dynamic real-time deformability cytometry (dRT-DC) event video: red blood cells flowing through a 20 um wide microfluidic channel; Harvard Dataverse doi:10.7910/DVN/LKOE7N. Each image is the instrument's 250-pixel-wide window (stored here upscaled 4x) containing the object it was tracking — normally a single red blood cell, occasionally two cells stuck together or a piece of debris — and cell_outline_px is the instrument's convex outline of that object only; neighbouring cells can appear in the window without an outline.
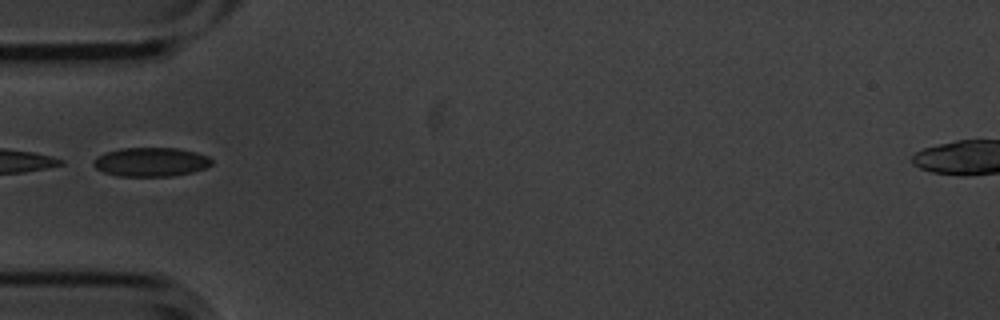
{"species": "common noctule bat (a hibernating species)", "species_latin": "Nyctalus noctula", "temperature_condition": "cold", "stored_images_in_passage": 4, "camera_frame_rate_fps": 3000, "um_per_image_px": 0.085, "animal": {"sex": "male", "body_mass_g": 20.1, "forearm_length_mm": 53.5}, "frame": {"image": 1, "passage_image": 4, "time_ms": 1.0, "image_size_px": [1000, 320], "cell_outline_px": [[212, 164], [204, 168], [192, 172], [172, 176], [116, 176], [104, 172], [96, 168], [92, 164], [92, 160], [96, 156], [104, 152], [120, 148], [176, 148], [196, 152], [208, 156], [212, 160]], "centroid_in_image_um": [12.78, 13.76], "position_along_channel_um": 72.2, "area_um2": 20.11}}